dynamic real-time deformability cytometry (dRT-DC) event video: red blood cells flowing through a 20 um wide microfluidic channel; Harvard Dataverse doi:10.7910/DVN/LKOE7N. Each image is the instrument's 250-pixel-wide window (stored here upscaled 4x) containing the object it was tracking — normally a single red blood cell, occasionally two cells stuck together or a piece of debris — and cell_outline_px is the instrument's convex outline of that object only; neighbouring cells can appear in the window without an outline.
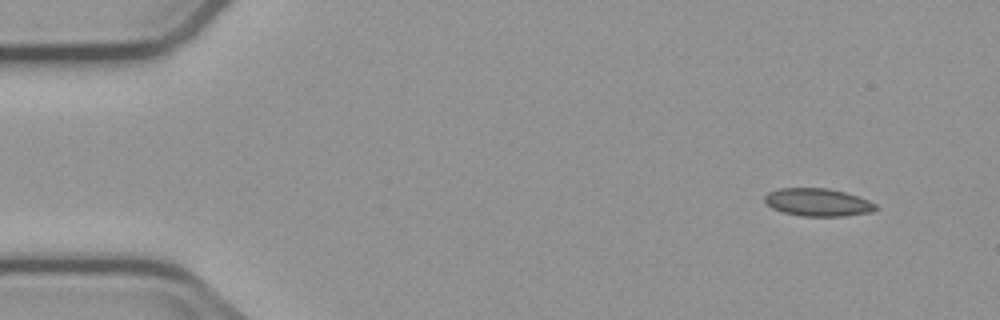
{"species": "common noctule bat (a hibernating species)", "species_latin": "Nyctalus noctula", "temperature_condition": "cold", "stored_images_in_passage": 6, "camera_frame_rate_fps": 3000, "um_per_image_px": 0.085, "animal": {"sex": "male", "body_mass_g": 23.1, "forearm_length_mm": 52.7}, "frame": {"image": 1, "passage_image": 1, "time_ms": 0.0, "image_size_px": [1000, 320], "cell_outline_px": [[880, 208], [872, 212], [844, 216], [800, 216], [784, 212], [772, 208], [764, 200], [764, 196], [768, 192], [780, 188], [828, 188], [844, 192], [868, 200], [876, 204]], "centroid_in_image_um": [69.53, 17.2], "position_along_channel_um": 15.5, "area_um2": 17.98}}
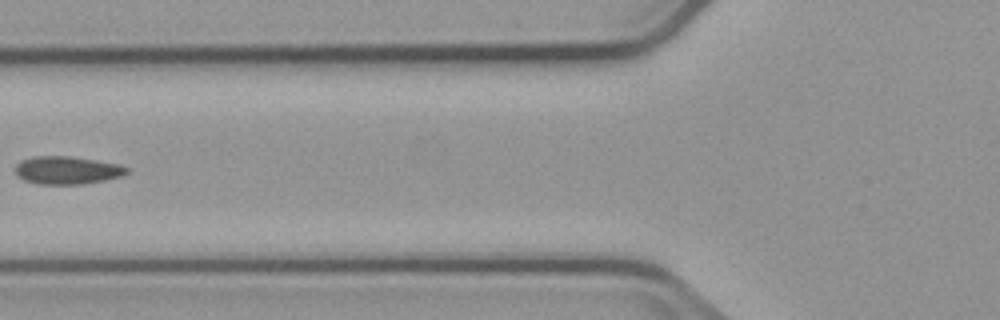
{"frame": {"image": 2, "passage_image": 5, "time_ms": 5.667, "image_size_px": [1000, 320], "cell_outline_px": [[128, 172], [120, 176], [104, 180], [84, 184], [36, 184], [24, 180], [16, 176], [16, 164], [20, 160], [36, 156], [68, 156], [96, 160], [120, 164], [128, 168]], "centroid_in_image_um": [5.68, 14.47], "position_along_channel_um": 120.1, "area_um2": 18.15}}
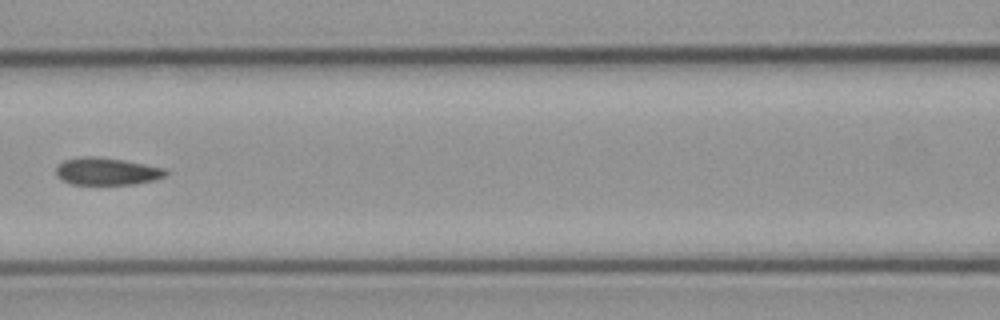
{"frame": {"image": 3, "passage_image": 6, "time_ms": 6.667, "image_size_px": [1000, 320], "cell_outline_px": [[168, 172], [164, 176], [156, 180], [136, 184], [72, 184], [60, 180], [56, 176], [56, 168], [64, 160], [80, 156], [100, 156], [124, 160], [164, 168]], "centroid_in_image_um": [9.06, 14.56], "position_along_channel_um": 157.5, "area_um2": 17.63}}